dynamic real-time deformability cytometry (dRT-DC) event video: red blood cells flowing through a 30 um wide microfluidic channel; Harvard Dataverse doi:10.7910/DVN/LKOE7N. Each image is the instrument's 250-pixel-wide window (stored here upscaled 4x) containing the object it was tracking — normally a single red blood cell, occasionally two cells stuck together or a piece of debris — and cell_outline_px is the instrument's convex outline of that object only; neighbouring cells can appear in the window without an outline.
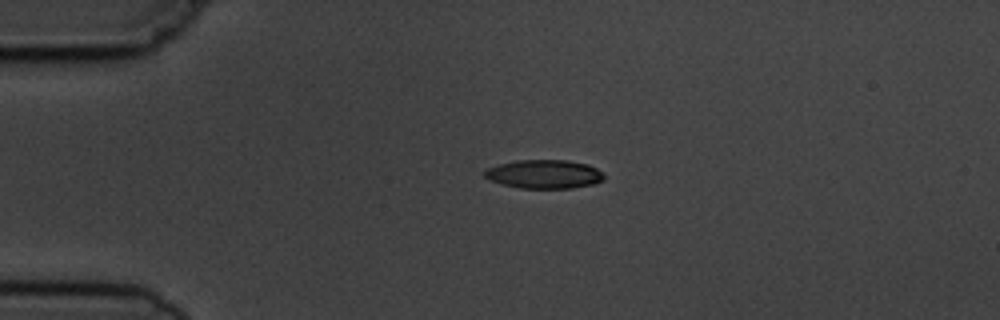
{"species": "common noctule bat (a hibernating species)", "species_latin": "Nyctalus noctula", "temperature_condition": "cold", "stored_images_in_passage": 3, "camera_frame_rate_fps": 3000, "um_per_image_px": 0.085, "animal": {"sex": "male", "body_mass_g": 19.5, "forearm_length_mm": 54.6}, "frame": {"image": 1, "passage_image": 2, "time_ms": 1.333, "image_size_px": [1000, 320], "cell_outline_px": [[604, 180], [596, 184], [572, 188], [520, 188], [500, 184], [488, 180], [484, 176], [484, 172], [488, 168], [500, 164], [516, 160], [568, 160], [588, 164], [604, 172]], "centroid_in_image_um": [46.29, 14.81], "position_along_channel_um": 38.7, "area_um2": 20.23}}